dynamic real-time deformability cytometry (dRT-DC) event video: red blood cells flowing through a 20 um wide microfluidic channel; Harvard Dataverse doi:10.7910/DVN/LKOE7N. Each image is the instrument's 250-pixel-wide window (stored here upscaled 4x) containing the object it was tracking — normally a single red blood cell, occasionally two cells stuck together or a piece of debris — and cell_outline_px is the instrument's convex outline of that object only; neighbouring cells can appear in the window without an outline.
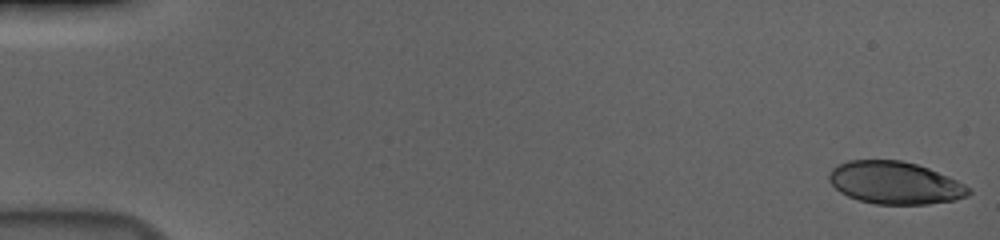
{"species": "human", "species_latin": "Homo sapiens", "temperature_condition": "cold", "stored_images_in_passage": 56, "camera_frame_rate_fps": 3000, "um_per_image_px": 0.085, "donor": {"sex": "male"}, "frame": {"image": 1, "passage_image": 1, "time_ms": 0.0, "image_size_px": [1000, 240], "cell_outline_px": [[972, 192], [968, 196], [956, 200], [928, 204], [876, 204], [860, 200], [848, 196], [840, 192], [828, 180], [828, 172], [832, 168], [848, 160], [900, 160], [916, 164], [928, 168], [948, 176], [972, 188]], "centroid_in_image_um": [76.09, 15.54], "position_along_channel_um": 8.9, "area_um2": 34.62}}
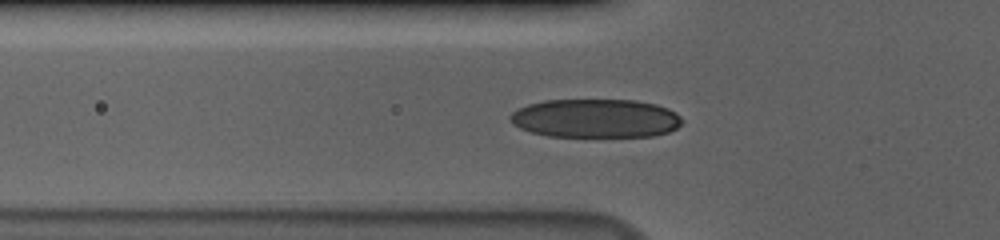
{"frame": {"image": 2, "passage_image": 20, "time_ms": 6.333, "image_size_px": [1000, 240], "cell_outline_px": [[684, 120], [676, 128], [668, 132], [652, 136], [548, 136], [532, 132], [520, 128], [512, 124], [508, 120], [508, 116], [512, 112], [528, 104], [544, 100], [636, 100], [656, 104], [668, 108], [676, 112]], "centroid_in_image_um": [50.62, 10.05], "position_along_channel_um": 75.2, "area_um2": 38.9}}
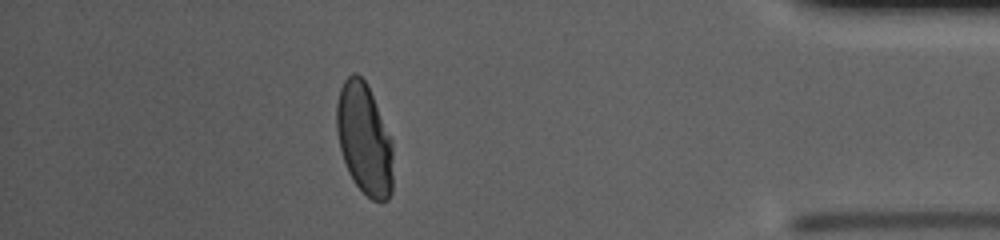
{"frame": {"image": 3, "passage_image": 50, "time_ms": 16.333, "image_size_px": [1000, 240], "cell_outline_px": [[392, 192], [388, 200], [380, 204], [372, 200], [352, 180], [348, 172], [340, 148], [336, 132], [336, 104], [340, 88], [344, 80], [352, 72], [356, 72], [364, 80], [372, 96], [392, 140]], "centroid_in_image_um": [30.96, 11.85], "position_along_channel_um": 404.2, "area_um2": 36.65}, "authors_computed_cell_mechanics": {"area_um2": 37.6856, "velocity_mm_per_s": 3.6882, "shape_relaxation_time_tau1_ms": 4.1558, "shape_relaxation_time_tau2_ms": 0.8363, "deformation_change_tau1": 0.1885, "deformation_change_tau2": 0.0508}}